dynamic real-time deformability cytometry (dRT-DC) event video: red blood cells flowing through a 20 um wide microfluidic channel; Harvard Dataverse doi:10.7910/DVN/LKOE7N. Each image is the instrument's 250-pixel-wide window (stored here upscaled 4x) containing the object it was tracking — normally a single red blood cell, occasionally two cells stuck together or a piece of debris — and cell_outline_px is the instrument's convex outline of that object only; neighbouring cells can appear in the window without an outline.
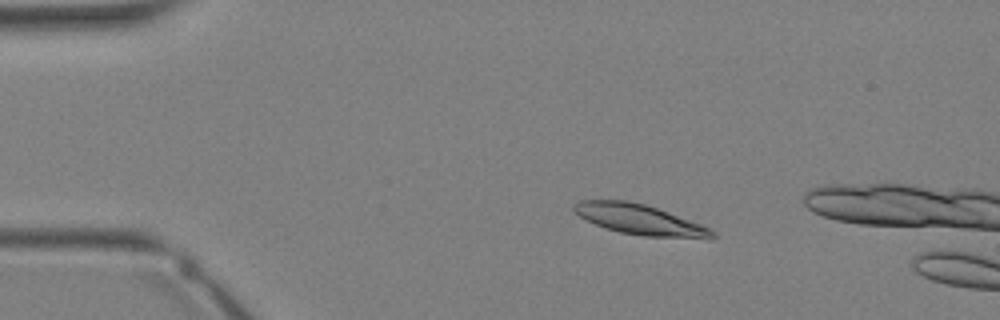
{"species": "Egyptian fruit bat (a non-hibernating species)", "species_latin": "Rousettus aegyptiacus", "temperature_condition": "warm", "stored_images_in_passage": 5, "camera_frame_rate_fps": 3000, "um_per_image_px": 0.085, "animal": {"sex": "female"}, "frame": {"image": 1, "passage_image": 2, "time_ms": 0.333, "image_size_px": [1000, 320], "cell_outline_px": [[716, 236], [712, 240], [644, 236], [620, 232], [596, 224], [580, 216], [572, 208], [572, 204], [580, 200], [628, 200], [644, 204], [656, 208], [700, 224], [716, 232]], "centroid_in_image_um": [54.43, 18.68], "position_along_channel_um": 30.6, "area_um2": 24.33}}